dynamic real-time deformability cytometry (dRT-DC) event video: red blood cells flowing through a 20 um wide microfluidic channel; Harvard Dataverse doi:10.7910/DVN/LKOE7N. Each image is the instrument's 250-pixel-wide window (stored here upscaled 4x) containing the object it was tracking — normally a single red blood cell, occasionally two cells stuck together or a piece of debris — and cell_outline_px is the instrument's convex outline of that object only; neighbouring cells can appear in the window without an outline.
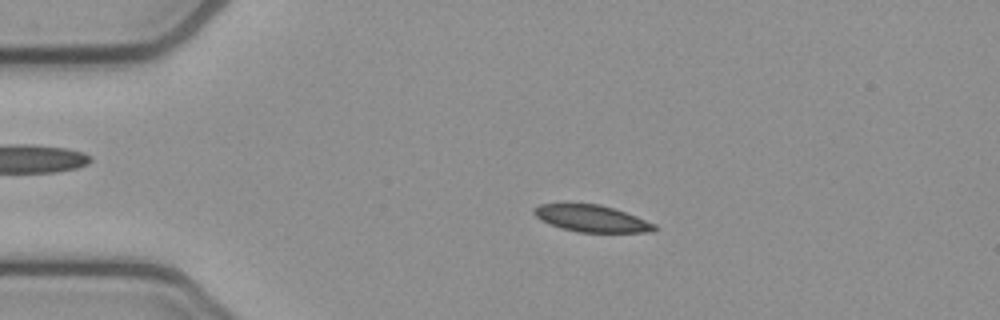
{"species": "common noctule bat (a hibernating species)", "species_latin": "Nyctalus noctula", "temperature_condition": "cold", "stored_images_in_passage": 53, "camera_frame_rate_fps": 3000, "um_per_image_px": 0.085, "animal": {"sex": "female", "body_mass_g": 21.9}, "frame": {"image": 1, "passage_image": 11, "time_ms": 3.333, "image_size_px": [1000, 320], "cell_outline_px": [[656, 232], [576, 232], [560, 228], [540, 220], [532, 212], [532, 208], [540, 204], [564, 200], [600, 204], [636, 216], [656, 224]], "centroid_in_image_um": [50.18, 18.52], "position_along_channel_um": 34.8, "area_um2": 19.65}}
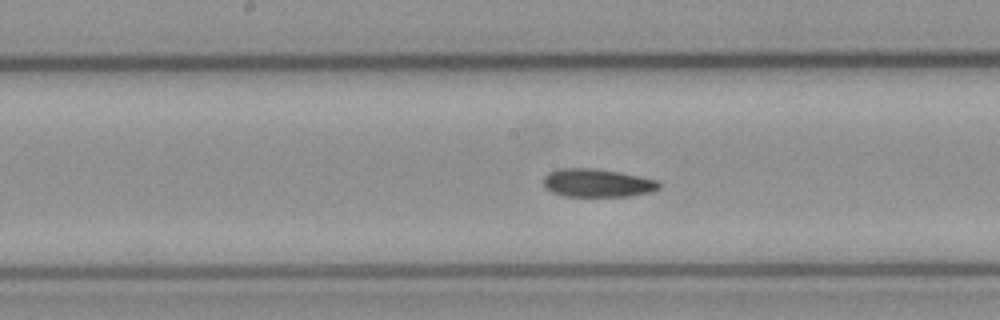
{"frame": {"image": 2, "passage_image": 27, "time_ms": 8.667, "image_size_px": [1000, 320], "cell_outline_px": [[660, 188], [652, 192], [628, 196], [564, 196], [552, 192], [544, 184], [544, 176], [548, 172], [560, 168], [596, 168], [660, 180]], "centroid_in_image_um": [50.8, 15.55], "position_along_channel_um": 197.4, "area_um2": 19.02}}
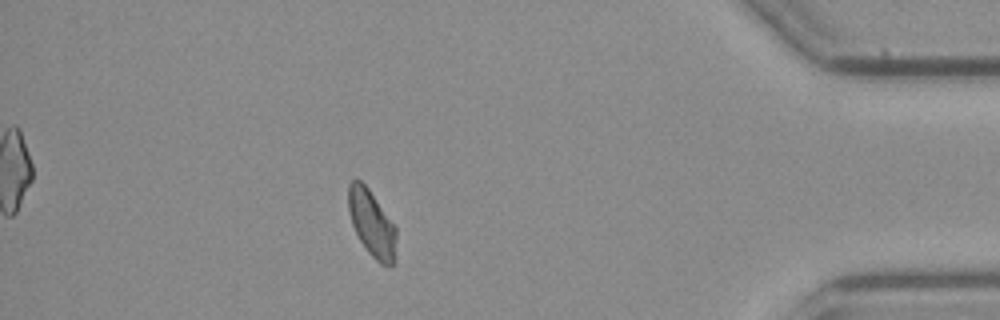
{"frame": {"image": 3, "passage_image": 47, "time_ms": 15.333, "image_size_px": [1000, 320], "cell_outline_px": [[396, 260], [392, 264], [380, 264], [368, 252], [360, 240], [352, 224], [348, 208], [348, 184], [352, 180], [360, 180], [368, 188], [396, 224]], "centroid_in_image_um": [31.63, 18.98], "position_along_channel_um": 403.6, "area_um2": 18.73}}